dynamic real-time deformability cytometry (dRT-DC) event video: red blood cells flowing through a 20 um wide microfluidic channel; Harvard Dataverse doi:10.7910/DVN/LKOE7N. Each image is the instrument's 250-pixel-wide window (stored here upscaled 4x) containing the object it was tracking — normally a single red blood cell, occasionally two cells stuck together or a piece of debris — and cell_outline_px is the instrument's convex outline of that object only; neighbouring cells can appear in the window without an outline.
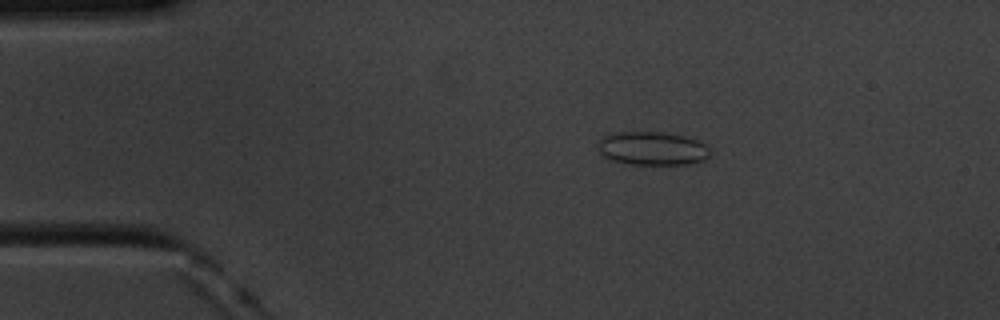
{"species": "common noctule bat (a hibernating species)", "species_latin": "Nyctalus noctula", "temperature_condition": "cold", "stored_images_in_passage": 52, "camera_frame_rate_fps": 3000, "um_per_image_px": 0.085, "animal": {"sex": "male", "body_mass_g": 20.1, "forearm_length_mm": 53.5}, "frame": {"image": 1, "passage_image": 5, "time_ms": 1.333, "image_size_px": [1000, 320], "cell_outline_px": [[712, 152], [704, 160], [688, 164], [628, 164], [604, 160], [600, 156], [596, 144], [600, 136], [612, 132], [660, 132], [684, 136], [696, 140], [704, 144]], "centroid_in_image_um": [55.32, 12.62], "position_along_channel_um": 29.7, "area_um2": 22.43}}
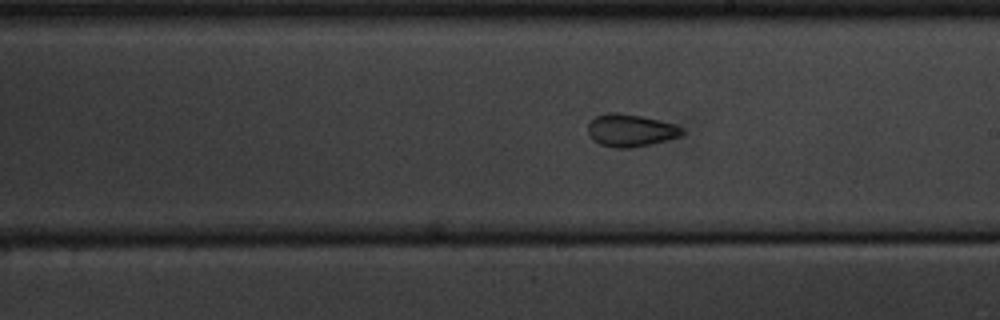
{"frame": {"image": 2, "passage_image": 27, "time_ms": 8.667, "image_size_px": [1000, 320], "cell_outline_px": [[684, 136], [632, 148], [616, 148], [600, 144], [592, 140], [588, 136], [588, 124], [596, 116], [608, 112], [616, 112], [640, 116], [660, 120], [676, 124], [684, 128]], "centroid_in_image_um": [53.62, 11.08], "position_along_channel_um": 235.4, "area_um2": 18.03}}
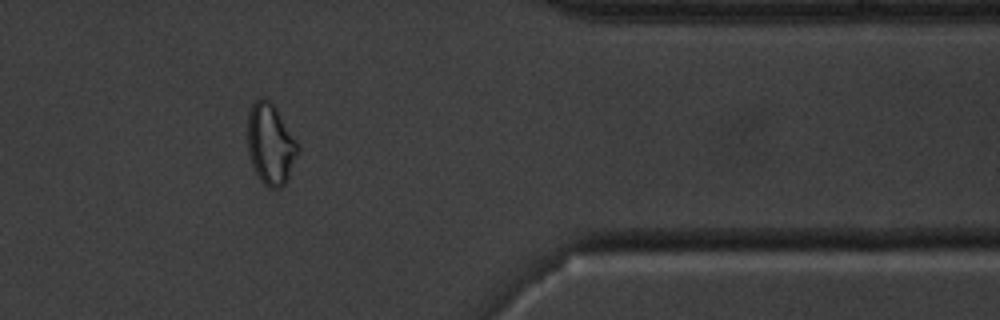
{"frame": {"image": 3, "passage_image": 42, "time_ms": 13.667, "image_size_px": [1000, 320], "cell_outline_px": [[300, 152], [284, 184], [280, 188], [268, 188], [260, 180], [252, 164], [248, 152], [248, 116], [252, 104], [256, 100], [268, 100], [276, 108], [300, 144]], "centroid_in_image_um": [23.03, 12.28], "position_along_channel_um": 388.4, "area_um2": 23.58}, "authors_computed_cell_mechanics": {"area_um2": 19.2474, "velocity_mm_per_s": 3.4493, "shape_relaxation_time_tau1_ms": 5.2747, "shape_relaxation_time_tau2_ms": 3.5295, "deformation_change_tau1": 0.097, "deformation_change_tau2": 0.0782}}